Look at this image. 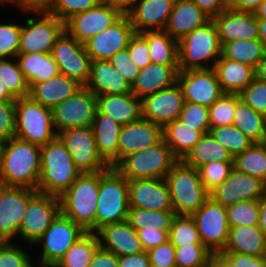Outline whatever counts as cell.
Returning a JSON list of instances; mask_svg holds the SVG:
<instances>
[{"instance_id":"73","label":"cell","mask_w":266,"mask_h":267,"mask_svg":"<svg viewBox=\"0 0 266 267\" xmlns=\"http://www.w3.org/2000/svg\"><path fill=\"white\" fill-rule=\"evenodd\" d=\"M254 16L256 18H266V0H264L255 10Z\"/></svg>"},{"instance_id":"15","label":"cell","mask_w":266,"mask_h":267,"mask_svg":"<svg viewBox=\"0 0 266 267\" xmlns=\"http://www.w3.org/2000/svg\"><path fill=\"white\" fill-rule=\"evenodd\" d=\"M202 243L212 252H222L227 244L229 225L227 208L210 197L192 215Z\"/></svg>"},{"instance_id":"47","label":"cell","mask_w":266,"mask_h":267,"mask_svg":"<svg viewBox=\"0 0 266 267\" xmlns=\"http://www.w3.org/2000/svg\"><path fill=\"white\" fill-rule=\"evenodd\" d=\"M260 215V200L238 202L227 207L229 228L238 226H258Z\"/></svg>"},{"instance_id":"44","label":"cell","mask_w":266,"mask_h":267,"mask_svg":"<svg viewBox=\"0 0 266 267\" xmlns=\"http://www.w3.org/2000/svg\"><path fill=\"white\" fill-rule=\"evenodd\" d=\"M0 80L15 99L29 96L28 81L20 70L16 58L0 59Z\"/></svg>"},{"instance_id":"24","label":"cell","mask_w":266,"mask_h":267,"mask_svg":"<svg viewBox=\"0 0 266 267\" xmlns=\"http://www.w3.org/2000/svg\"><path fill=\"white\" fill-rule=\"evenodd\" d=\"M163 139V127L141 118L122 126L118 143V163L127 155L153 146Z\"/></svg>"},{"instance_id":"42","label":"cell","mask_w":266,"mask_h":267,"mask_svg":"<svg viewBox=\"0 0 266 267\" xmlns=\"http://www.w3.org/2000/svg\"><path fill=\"white\" fill-rule=\"evenodd\" d=\"M177 214L174 210L154 211L135 207H129L127 222L137 231L163 230L170 232L173 220Z\"/></svg>"},{"instance_id":"64","label":"cell","mask_w":266,"mask_h":267,"mask_svg":"<svg viewBox=\"0 0 266 267\" xmlns=\"http://www.w3.org/2000/svg\"><path fill=\"white\" fill-rule=\"evenodd\" d=\"M211 19L227 9V0H192Z\"/></svg>"},{"instance_id":"69","label":"cell","mask_w":266,"mask_h":267,"mask_svg":"<svg viewBox=\"0 0 266 267\" xmlns=\"http://www.w3.org/2000/svg\"><path fill=\"white\" fill-rule=\"evenodd\" d=\"M259 228L266 237V195L260 199Z\"/></svg>"},{"instance_id":"27","label":"cell","mask_w":266,"mask_h":267,"mask_svg":"<svg viewBox=\"0 0 266 267\" xmlns=\"http://www.w3.org/2000/svg\"><path fill=\"white\" fill-rule=\"evenodd\" d=\"M211 18L192 0H175L165 31L176 41L204 26Z\"/></svg>"},{"instance_id":"5","label":"cell","mask_w":266,"mask_h":267,"mask_svg":"<svg viewBox=\"0 0 266 267\" xmlns=\"http://www.w3.org/2000/svg\"><path fill=\"white\" fill-rule=\"evenodd\" d=\"M221 48L217 26L211 19L178 41L179 71L213 68Z\"/></svg>"},{"instance_id":"14","label":"cell","mask_w":266,"mask_h":267,"mask_svg":"<svg viewBox=\"0 0 266 267\" xmlns=\"http://www.w3.org/2000/svg\"><path fill=\"white\" fill-rule=\"evenodd\" d=\"M58 137L70 152L81 174L97 173L110 167L98 154L92 127L67 129L59 132Z\"/></svg>"},{"instance_id":"23","label":"cell","mask_w":266,"mask_h":267,"mask_svg":"<svg viewBox=\"0 0 266 267\" xmlns=\"http://www.w3.org/2000/svg\"><path fill=\"white\" fill-rule=\"evenodd\" d=\"M221 47L229 42L259 37L257 18L253 12L225 9L213 19Z\"/></svg>"},{"instance_id":"32","label":"cell","mask_w":266,"mask_h":267,"mask_svg":"<svg viewBox=\"0 0 266 267\" xmlns=\"http://www.w3.org/2000/svg\"><path fill=\"white\" fill-rule=\"evenodd\" d=\"M97 111L111 116L121 126L139 121L141 100L133 93L96 95Z\"/></svg>"},{"instance_id":"19","label":"cell","mask_w":266,"mask_h":267,"mask_svg":"<svg viewBox=\"0 0 266 267\" xmlns=\"http://www.w3.org/2000/svg\"><path fill=\"white\" fill-rule=\"evenodd\" d=\"M122 14L104 1L64 22V30L81 43L109 28Z\"/></svg>"},{"instance_id":"52","label":"cell","mask_w":266,"mask_h":267,"mask_svg":"<svg viewBox=\"0 0 266 267\" xmlns=\"http://www.w3.org/2000/svg\"><path fill=\"white\" fill-rule=\"evenodd\" d=\"M22 25L0 23V59L15 58L19 51Z\"/></svg>"},{"instance_id":"29","label":"cell","mask_w":266,"mask_h":267,"mask_svg":"<svg viewBox=\"0 0 266 267\" xmlns=\"http://www.w3.org/2000/svg\"><path fill=\"white\" fill-rule=\"evenodd\" d=\"M85 87L95 95L132 93L131 85L109 60L92 61L91 73Z\"/></svg>"},{"instance_id":"3","label":"cell","mask_w":266,"mask_h":267,"mask_svg":"<svg viewBox=\"0 0 266 267\" xmlns=\"http://www.w3.org/2000/svg\"><path fill=\"white\" fill-rule=\"evenodd\" d=\"M98 194L99 172L83 173L59 197L60 211L86 232L95 233Z\"/></svg>"},{"instance_id":"56","label":"cell","mask_w":266,"mask_h":267,"mask_svg":"<svg viewBox=\"0 0 266 267\" xmlns=\"http://www.w3.org/2000/svg\"><path fill=\"white\" fill-rule=\"evenodd\" d=\"M109 61L112 66L126 79V81L132 86L138 74L140 68L131 60L128 49H124L115 53Z\"/></svg>"},{"instance_id":"48","label":"cell","mask_w":266,"mask_h":267,"mask_svg":"<svg viewBox=\"0 0 266 267\" xmlns=\"http://www.w3.org/2000/svg\"><path fill=\"white\" fill-rule=\"evenodd\" d=\"M212 252L204 244H189L175 247L176 267H207Z\"/></svg>"},{"instance_id":"28","label":"cell","mask_w":266,"mask_h":267,"mask_svg":"<svg viewBox=\"0 0 266 267\" xmlns=\"http://www.w3.org/2000/svg\"><path fill=\"white\" fill-rule=\"evenodd\" d=\"M178 65L151 63L140 69L138 77L131 86L132 93L139 99L169 88L177 83Z\"/></svg>"},{"instance_id":"74","label":"cell","mask_w":266,"mask_h":267,"mask_svg":"<svg viewBox=\"0 0 266 267\" xmlns=\"http://www.w3.org/2000/svg\"><path fill=\"white\" fill-rule=\"evenodd\" d=\"M4 143H5V141H3L2 139H0V159H1V155H2V150H3Z\"/></svg>"},{"instance_id":"54","label":"cell","mask_w":266,"mask_h":267,"mask_svg":"<svg viewBox=\"0 0 266 267\" xmlns=\"http://www.w3.org/2000/svg\"><path fill=\"white\" fill-rule=\"evenodd\" d=\"M103 0H53L49 13L65 22L71 16L97 6Z\"/></svg>"},{"instance_id":"75","label":"cell","mask_w":266,"mask_h":267,"mask_svg":"<svg viewBox=\"0 0 266 267\" xmlns=\"http://www.w3.org/2000/svg\"><path fill=\"white\" fill-rule=\"evenodd\" d=\"M207 267H214V265L212 263H210Z\"/></svg>"},{"instance_id":"61","label":"cell","mask_w":266,"mask_h":267,"mask_svg":"<svg viewBox=\"0 0 266 267\" xmlns=\"http://www.w3.org/2000/svg\"><path fill=\"white\" fill-rule=\"evenodd\" d=\"M53 0H2L0 4H12L23 12H48Z\"/></svg>"},{"instance_id":"71","label":"cell","mask_w":266,"mask_h":267,"mask_svg":"<svg viewBox=\"0 0 266 267\" xmlns=\"http://www.w3.org/2000/svg\"><path fill=\"white\" fill-rule=\"evenodd\" d=\"M259 39L266 49V18H257Z\"/></svg>"},{"instance_id":"45","label":"cell","mask_w":266,"mask_h":267,"mask_svg":"<svg viewBox=\"0 0 266 267\" xmlns=\"http://www.w3.org/2000/svg\"><path fill=\"white\" fill-rule=\"evenodd\" d=\"M211 136L223 145L234 157L249 149L254 142L234 125L219 126L209 129Z\"/></svg>"},{"instance_id":"33","label":"cell","mask_w":266,"mask_h":267,"mask_svg":"<svg viewBox=\"0 0 266 267\" xmlns=\"http://www.w3.org/2000/svg\"><path fill=\"white\" fill-rule=\"evenodd\" d=\"M224 93L239 94L255 79V68L224 58L222 55L214 67Z\"/></svg>"},{"instance_id":"8","label":"cell","mask_w":266,"mask_h":267,"mask_svg":"<svg viewBox=\"0 0 266 267\" xmlns=\"http://www.w3.org/2000/svg\"><path fill=\"white\" fill-rule=\"evenodd\" d=\"M178 160L162 139L159 143L131 153L115 168L127 179L165 178Z\"/></svg>"},{"instance_id":"51","label":"cell","mask_w":266,"mask_h":267,"mask_svg":"<svg viewBox=\"0 0 266 267\" xmlns=\"http://www.w3.org/2000/svg\"><path fill=\"white\" fill-rule=\"evenodd\" d=\"M233 168V162L210 161L198 170L205 189L210 192L229 176Z\"/></svg>"},{"instance_id":"43","label":"cell","mask_w":266,"mask_h":267,"mask_svg":"<svg viewBox=\"0 0 266 267\" xmlns=\"http://www.w3.org/2000/svg\"><path fill=\"white\" fill-rule=\"evenodd\" d=\"M233 167L266 183V143H254L249 149L235 155Z\"/></svg>"},{"instance_id":"67","label":"cell","mask_w":266,"mask_h":267,"mask_svg":"<svg viewBox=\"0 0 266 267\" xmlns=\"http://www.w3.org/2000/svg\"><path fill=\"white\" fill-rule=\"evenodd\" d=\"M106 4L118 10L122 15H127L138 0H103Z\"/></svg>"},{"instance_id":"46","label":"cell","mask_w":266,"mask_h":267,"mask_svg":"<svg viewBox=\"0 0 266 267\" xmlns=\"http://www.w3.org/2000/svg\"><path fill=\"white\" fill-rule=\"evenodd\" d=\"M169 241L175 247L203 244L197 225L191 215H176L169 232Z\"/></svg>"},{"instance_id":"17","label":"cell","mask_w":266,"mask_h":267,"mask_svg":"<svg viewBox=\"0 0 266 267\" xmlns=\"http://www.w3.org/2000/svg\"><path fill=\"white\" fill-rule=\"evenodd\" d=\"M265 195V182L235 168L220 185L209 192L213 201L226 208L242 201L260 200Z\"/></svg>"},{"instance_id":"70","label":"cell","mask_w":266,"mask_h":267,"mask_svg":"<svg viewBox=\"0 0 266 267\" xmlns=\"http://www.w3.org/2000/svg\"><path fill=\"white\" fill-rule=\"evenodd\" d=\"M255 78L266 82V54L255 67Z\"/></svg>"},{"instance_id":"65","label":"cell","mask_w":266,"mask_h":267,"mask_svg":"<svg viewBox=\"0 0 266 267\" xmlns=\"http://www.w3.org/2000/svg\"><path fill=\"white\" fill-rule=\"evenodd\" d=\"M119 267H151L147 251L118 257Z\"/></svg>"},{"instance_id":"10","label":"cell","mask_w":266,"mask_h":267,"mask_svg":"<svg viewBox=\"0 0 266 267\" xmlns=\"http://www.w3.org/2000/svg\"><path fill=\"white\" fill-rule=\"evenodd\" d=\"M29 14L35 18H26L22 24L18 53H51L56 39L64 31V22L49 12Z\"/></svg>"},{"instance_id":"41","label":"cell","mask_w":266,"mask_h":267,"mask_svg":"<svg viewBox=\"0 0 266 267\" xmlns=\"http://www.w3.org/2000/svg\"><path fill=\"white\" fill-rule=\"evenodd\" d=\"M265 54L266 49L259 38L229 42L221 48V55L224 58L254 68L264 58Z\"/></svg>"},{"instance_id":"59","label":"cell","mask_w":266,"mask_h":267,"mask_svg":"<svg viewBox=\"0 0 266 267\" xmlns=\"http://www.w3.org/2000/svg\"><path fill=\"white\" fill-rule=\"evenodd\" d=\"M15 137V101H0V139Z\"/></svg>"},{"instance_id":"7","label":"cell","mask_w":266,"mask_h":267,"mask_svg":"<svg viewBox=\"0 0 266 267\" xmlns=\"http://www.w3.org/2000/svg\"><path fill=\"white\" fill-rule=\"evenodd\" d=\"M57 136L51 108L44 107L30 96L15 99V137L43 146Z\"/></svg>"},{"instance_id":"11","label":"cell","mask_w":266,"mask_h":267,"mask_svg":"<svg viewBox=\"0 0 266 267\" xmlns=\"http://www.w3.org/2000/svg\"><path fill=\"white\" fill-rule=\"evenodd\" d=\"M96 111V95L82 86L71 97L52 108L56 133L72 128L92 127Z\"/></svg>"},{"instance_id":"72","label":"cell","mask_w":266,"mask_h":267,"mask_svg":"<svg viewBox=\"0 0 266 267\" xmlns=\"http://www.w3.org/2000/svg\"><path fill=\"white\" fill-rule=\"evenodd\" d=\"M0 101H15V98L8 92L0 80Z\"/></svg>"},{"instance_id":"50","label":"cell","mask_w":266,"mask_h":267,"mask_svg":"<svg viewBox=\"0 0 266 267\" xmlns=\"http://www.w3.org/2000/svg\"><path fill=\"white\" fill-rule=\"evenodd\" d=\"M22 245L0 242V267H34L35 262Z\"/></svg>"},{"instance_id":"55","label":"cell","mask_w":266,"mask_h":267,"mask_svg":"<svg viewBox=\"0 0 266 267\" xmlns=\"http://www.w3.org/2000/svg\"><path fill=\"white\" fill-rule=\"evenodd\" d=\"M238 95L244 103L266 117V82L255 78Z\"/></svg>"},{"instance_id":"38","label":"cell","mask_w":266,"mask_h":267,"mask_svg":"<svg viewBox=\"0 0 266 267\" xmlns=\"http://www.w3.org/2000/svg\"><path fill=\"white\" fill-rule=\"evenodd\" d=\"M233 158L231 153L208 132L202 136L182 161L198 170L210 161L233 162Z\"/></svg>"},{"instance_id":"22","label":"cell","mask_w":266,"mask_h":267,"mask_svg":"<svg viewBox=\"0 0 266 267\" xmlns=\"http://www.w3.org/2000/svg\"><path fill=\"white\" fill-rule=\"evenodd\" d=\"M129 207L167 211L174 210L165 178L128 180Z\"/></svg>"},{"instance_id":"9","label":"cell","mask_w":266,"mask_h":267,"mask_svg":"<svg viewBox=\"0 0 266 267\" xmlns=\"http://www.w3.org/2000/svg\"><path fill=\"white\" fill-rule=\"evenodd\" d=\"M85 233L86 231L80 225L75 224L60 212L51 226L34 243L36 247L39 244L42 246V253L38 259L40 261L37 266L53 267Z\"/></svg>"},{"instance_id":"2","label":"cell","mask_w":266,"mask_h":267,"mask_svg":"<svg viewBox=\"0 0 266 267\" xmlns=\"http://www.w3.org/2000/svg\"><path fill=\"white\" fill-rule=\"evenodd\" d=\"M80 175L70 152L58 136L41 146L38 192L60 197Z\"/></svg>"},{"instance_id":"26","label":"cell","mask_w":266,"mask_h":267,"mask_svg":"<svg viewBox=\"0 0 266 267\" xmlns=\"http://www.w3.org/2000/svg\"><path fill=\"white\" fill-rule=\"evenodd\" d=\"M96 234L100 247L118 257L144 251L137 231L127 221L106 225Z\"/></svg>"},{"instance_id":"6","label":"cell","mask_w":266,"mask_h":267,"mask_svg":"<svg viewBox=\"0 0 266 267\" xmlns=\"http://www.w3.org/2000/svg\"><path fill=\"white\" fill-rule=\"evenodd\" d=\"M177 215H192L209 198L199 170L178 160L165 176Z\"/></svg>"},{"instance_id":"49","label":"cell","mask_w":266,"mask_h":267,"mask_svg":"<svg viewBox=\"0 0 266 267\" xmlns=\"http://www.w3.org/2000/svg\"><path fill=\"white\" fill-rule=\"evenodd\" d=\"M236 94L224 93L209 107L210 128L233 124Z\"/></svg>"},{"instance_id":"63","label":"cell","mask_w":266,"mask_h":267,"mask_svg":"<svg viewBox=\"0 0 266 267\" xmlns=\"http://www.w3.org/2000/svg\"><path fill=\"white\" fill-rule=\"evenodd\" d=\"M89 267H119L118 256L99 247L93 256Z\"/></svg>"},{"instance_id":"58","label":"cell","mask_w":266,"mask_h":267,"mask_svg":"<svg viewBox=\"0 0 266 267\" xmlns=\"http://www.w3.org/2000/svg\"><path fill=\"white\" fill-rule=\"evenodd\" d=\"M147 252L151 267H176L175 246L169 240Z\"/></svg>"},{"instance_id":"1","label":"cell","mask_w":266,"mask_h":267,"mask_svg":"<svg viewBox=\"0 0 266 267\" xmlns=\"http://www.w3.org/2000/svg\"><path fill=\"white\" fill-rule=\"evenodd\" d=\"M41 174V146L12 137L4 143L0 184L37 190Z\"/></svg>"},{"instance_id":"21","label":"cell","mask_w":266,"mask_h":267,"mask_svg":"<svg viewBox=\"0 0 266 267\" xmlns=\"http://www.w3.org/2000/svg\"><path fill=\"white\" fill-rule=\"evenodd\" d=\"M140 100L141 117L161 127L180 117L185 102L177 83Z\"/></svg>"},{"instance_id":"12","label":"cell","mask_w":266,"mask_h":267,"mask_svg":"<svg viewBox=\"0 0 266 267\" xmlns=\"http://www.w3.org/2000/svg\"><path fill=\"white\" fill-rule=\"evenodd\" d=\"M60 212L59 197L37 192L28 203L20 223L18 237H21L27 245L34 247V243L51 226Z\"/></svg>"},{"instance_id":"68","label":"cell","mask_w":266,"mask_h":267,"mask_svg":"<svg viewBox=\"0 0 266 267\" xmlns=\"http://www.w3.org/2000/svg\"><path fill=\"white\" fill-rule=\"evenodd\" d=\"M242 267H266V256L242 254Z\"/></svg>"},{"instance_id":"31","label":"cell","mask_w":266,"mask_h":267,"mask_svg":"<svg viewBox=\"0 0 266 267\" xmlns=\"http://www.w3.org/2000/svg\"><path fill=\"white\" fill-rule=\"evenodd\" d=\"M83 85L63 74L36 83L30 88L29 96L44 107L54 108L75 94Z\"/></svg>"},{"instance_id":"35","label":"cell","mask_w":266,"mask_h":267,"mask_svg":"<svg viewBox=\"0 0 266 267\" xmlns=\"http://www.w3.org/2000/svg\"><path fill=\"white\" fill-rule=\"evenodd\" d=\"M209 131L194 130L179 118L163 127V139L177 160H183L202 136Z\"/></svg>"},{"instance_id":"20","label":"cell","mask_w":266,"mask_h":267,"mask_svg":"<svg viewBox=\"0 0 266 267\" xmlns=\"http://www.w3.org/2000/svg\"><path fill=\"white\" fill-rule=\"evenodd\" d=\"M135 34L128 15H122L109 28L84 43L88 56L93 60H109L115 53L127 49Z\"/></svg>"},{"instance_id":"25","label":"cell","mask_w":266,"mask_h":267,"mask_svg":"<svg viewBox=\"0 0 266 267\" xmlns=\"http://www.w3.org/2000/svg\"><path fill=\"white\" fill-rule=\"evenodd\" d=\"M175 0H138L127 14L135 33L164 30Z\"/></svg>"},{"instance_id":"18","label":"cell","mask_w":266,"mask_h":267,"mask_svg":"<svg viewBox=\"0 0 266 267\" xmlns=\"http://www.w3.org/2000/svg\"><path fill=\"white\" fill-rule=\"evenodd\" d=\"M177 84L185 101L207 107L224 94L213 68L179 71Z\"/></svg>"},{"instance_id":"66","label":"cell","mask_w":266,"mask_h":267,"mask_svg":"<svg viewBox=\"0 0 266 267\" xmlns=\"http://www.w3.org/2000/svg\"><path fill=\"white\" fill-rule=\"evenodd\" d=\"M264 0H227V8L234 11L254 12Z\"/></svg>"},{"instance_id":"30","label":"cell","mask_w":266,"mask_h":267,"mask_svg":"<svg viewBox=\"0 0 266 267\" xmlns=\"http://www.w3.org/2000/svg\"><path fill=\"white\" fill-rule=\"evenodd\" d=\"M98 154L110 166L118 164V143L122 126L111 116L96 111L92 124Z\"/></svg>"},{"instance_id":"34","label":"cell","mask_w":266,"mask_h":267,"mask_svg":"<svg viewBox=\"0 0 266 267\" xmlns=\"http://www.w3.org/2000/svg\"><path fill=\"white\" fill-rule=\"evenodd\" d=\"M222 252L266 256V237L259 226H238L229 229L227 244Z\"/></svg>"},{"instance_id":"36","label":"cell","mask_w":266,"mask_h":267,"mask_svg":"<svg viewBox=\"0 0 266 267\" xmlns=\"http://www.w3.org/2000/svg\"><path fill=\"white\" fill-rule=\"evenodd\" d=\"M15 58L29 88L60 74L50 53H18Z\"/></svg>"},{"instance_id":"62","label":"cell","mask_w":266,"mask_h":267,"mask_svg":"<svg viewBox=\"0 0 266 267\" xmlns=\"http://www.w3.org/2000/svg\"><path fill=\"white\" fill-rule=\"evenodd\" d=\"M214 267H242V254L236 252H214L211 255Z\"/></svg>"},{"instance_id":"13","label":"cell","mask_w":266,"mask_h":267,"mask_svg":"<svg viewBox=\"0 0 266 267\" xmlns=\"http://www.w3.org/2000/svg\"><path fill=\"white\" fill-rule=\"evenodd\" d=\"M50 54L57 63L60 74L86 85L93 60L88 56L83 43L64 30L56 39Z\"/></svg>"},{"instance_id":"16","label":"cell","mask_w":266,"mask_h":267,"mask_svg":"<svg viewBox=\"0 0 266 267\" xmlns=\"http://www.w3.org/2000/svg\"><path fill=\"white\" fill-rule=\"evenodd\" d=\"M37 192L35 189L0 184V242L16 241L28 203Z\"/></svg>"},{"instance_id":"37","label":"cell","mask_w":266,"mask_h":267,"mask_svg":"<svg viewBox=\"0 0 266 267\" xmlns=\"http://www.w3.org/2000/svg\"><path fill=\"white\" fill-rule=\"evenodd\" d=\"M254 143L266 141V117L244 103L236 94L233 124Z\"/></svg>"},{"instance_id":"53","label":"cell","mask_w":266,"mask_h":267,"mask_svg":"<svg viewBox=\"0 0 266 267\" xmlns=\"http://www.w3.org/2000/svg\"><path fill=\"white\" fill-rule=\"evenodd\" d=\"M179 119L194 130L209 131L210 129L209 107L204 105L185 101Z\"/></svg>"},{"instance_id":"4","label":"cell","mask_w":266,"mask_h":267,"mask_svg":"<svg viewBox=\"0 0 266 267\" xmlns=\"http://www.w3.org/2000/svg\"><path fill=\"white\" fill-rule=\"evenodd\" d=\"M95 233L102 227L127 220L128 180L115 168L99 172Z\"/></svg>"},{"instance_id":"40","label":"cell","mask_w":266,"mask_h":267,"mask_svg":"<svg viewBox=\"0 0 266 267\" xmlns=\"http://www.w3.org/2000/svg\"><path fill=\"white\" fill-rule=\"evenodd\" d=\"M99 247L100 244L97 234L86 232L67 250L53 267H89Z\"/></svg>"},{"instance_id":"57","label":"cell","mask_w":266,"mask_h":267,"mask_svg":"<svg viewBox=\"0 0 266 267\" xmlns=\"http://www.w3.org/2000/svg\"><path fill=\"white\" fill-rule=\"evenodd\" d=\"M131 60L140 68H145L152 63L149 56V46L147 40L140 34L135 33L127 47Z\"/></svg>"},{"instance_id":"39","label":"cell","mask_w":266,"mask_h":267,"mask_svg":"<svg viewBox=\"0 0 266 267\" xmlns=\"http://www.w3.org/2000/svg\"><path fill=\"white\" fill-rule=\"evenodd\" d=\"M140 34L147 40L152 63L178 65V41L165 30L144 31Z\"/></svg>"},{"instance_id":"60","label":"cell","mask_w":266,"mask_h":267,"mask_svg":"<svg viewBox=\"0 0 266 267\" xmlns=\"http://www.w3.org/2000/svg\"><path fill=\"white\" fill-rule=\"evenodd\" d=\"M139 239L143 246L144 251H148L158 245L164 244L169 240V232L163 230H137Z\"/></svg>"}]
</instances>
